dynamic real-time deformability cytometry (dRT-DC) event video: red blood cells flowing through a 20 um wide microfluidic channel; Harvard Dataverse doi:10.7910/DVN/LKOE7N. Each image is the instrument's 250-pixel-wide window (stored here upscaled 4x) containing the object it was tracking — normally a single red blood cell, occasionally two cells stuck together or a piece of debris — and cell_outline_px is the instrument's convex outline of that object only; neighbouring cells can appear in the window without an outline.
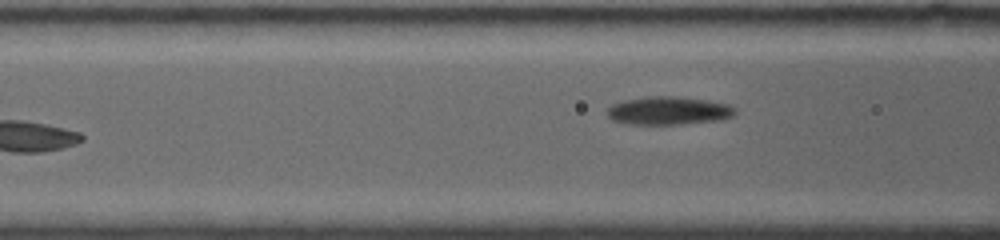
{"species": "common noctule bat (a hibernating species)", "species_latin": "Nyctalus noctula", "temperature_condition": "warm", "stored_images_in_passage": 6, "segment_of_instrument_passage": [2, 2], "camera_frame_rate_fps": 5000, "um_per_image_px": 0.085, "animal": {"sex": "female", "body_mass_g": 19.0, "forearm_length_mm": 53.3}, "frame": {"image": 1, "passage_image": 6, "time_ms": 3.2, "image_size_px": [1000, 240], "cell_outline_px": [[736, 112], [732, 116], [720, 120], [684, 124], [628, 124], [612, 120], [608, 116], [608, 108], [612, 104], [624, 100], [648, 96], [680, 96], [708, 100], [728, 104], [736, 108]], "centroid_in_image_um": [56.85, 9.4], "position_along_channel_um": 109.8, "area_um2": 21.15}}